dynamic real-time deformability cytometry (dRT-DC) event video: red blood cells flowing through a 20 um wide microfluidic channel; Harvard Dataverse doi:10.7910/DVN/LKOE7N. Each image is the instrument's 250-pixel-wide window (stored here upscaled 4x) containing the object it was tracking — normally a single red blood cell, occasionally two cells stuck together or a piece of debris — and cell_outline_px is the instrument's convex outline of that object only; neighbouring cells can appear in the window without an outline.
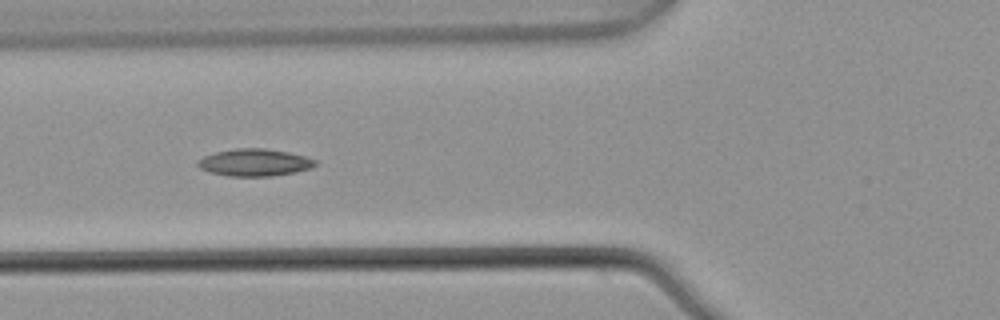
{"species": "common noctule bat (a hibernating species)", "species_latin": "Nyctalus noctula", "temperature_condition": "warm", "stored_images_in_passage": 7, "camera_frame_rate_fps": 3000, "um_per_image_px": 0.085, "animal": {"sex": "male", "body_mass_g": 21.5, "forearm_length_mm": 52.0}, "frame": {"image": 1, "passage_image": 6, "time_ms": 1.667, "image_size_px": [1000, 320], "cell_outline_px": [[316, 164], [312, 168], [272, 176], [228, 176], [212, 172], [200, 168], [196, 164], [196, 160], [204, 156], [216, 152], [236, 148], [264, 148], [288, 152], [304, 156], [316, 160]], "centroid_in_image_um": [21.62, 13.8], "position_along_channel_um": 104.2, "area_um2": 18.5}}
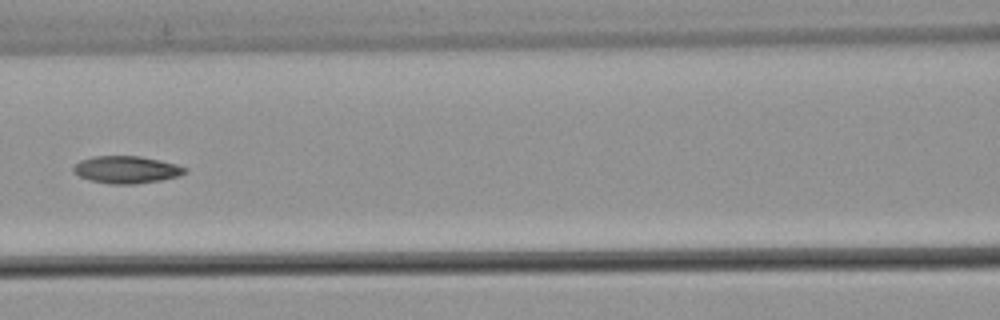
{"frame": {"image": 2, "passage_image": 7, "time_ms": 2.0, "image_size_px": [1000, 320], "cell_outline_px": [[188, 172], [176, 176], [160, 180], [136, 184], [108, 184], [88, 180], [72, 172], [72, 168], [80, 160], [92, 156], [140, 156], [160, 160], [176, 164], [188, 168]], "centroid_in_image_um": [10.73, 14.42], "position_along_channel_um": 155.9, "area_um2": 17.86}}